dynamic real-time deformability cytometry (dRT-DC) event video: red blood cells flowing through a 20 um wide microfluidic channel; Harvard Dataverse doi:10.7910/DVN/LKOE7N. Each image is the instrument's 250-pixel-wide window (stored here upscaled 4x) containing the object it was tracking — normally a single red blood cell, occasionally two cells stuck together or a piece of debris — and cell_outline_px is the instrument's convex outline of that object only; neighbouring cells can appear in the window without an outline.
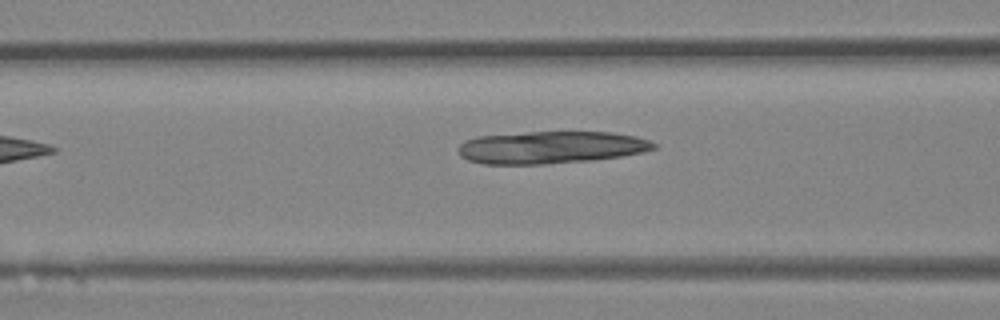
{"species": "Egyptian fruit bat (a non-hibernating species)", "species_latin": "Rousettus aegyptiacus", "temperature_condition": "room temperature", "stored_images_in_passage": 27, "camera_frame_rate_fps": 3000, "um_per_image_px": 0.085, "animal": {"sex": "female"}, "frame": {"image": 1, "passage_image": 6, "time_ms": 1.667, "image_size_px": [1000, 320], "cell_outline_px": [[656, 148], [644, 152], [620, 156], [592, 160], [544, 164], [484, 164], [468, 160], [460, 156], [456, 148], [464, 140], [476, 136], [528, 132], [612, 132], [636, 136], [648, 140], [656, 144]], "centroid_in_image_um": [46.79, 12.52], "position_along_channel_um": 119.8, "area_um2": 37.05}}
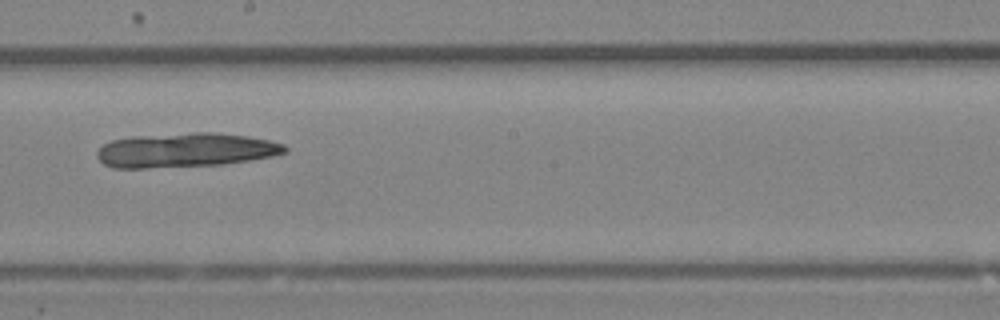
{"frame": {"image": 2, "passage_image": 13, "time_ms": 4.0, "image_size_px": [1000, 320], "cell_outline_px": [[288, 152], [272, 156], [248, 160], [220, 164], [148, 168], [112, 168], [104, 164], [96, 156], [96, 152], [104, 144], [112, 140], [132, 136], [196, 132], [216, 132], [248, 136], [268, 140], [284, 144], [288, 148]], "centroid_in_image_um": [15.75, 12.75], "position_along_channel_um": 232.4, "area_um2": 37.57}}
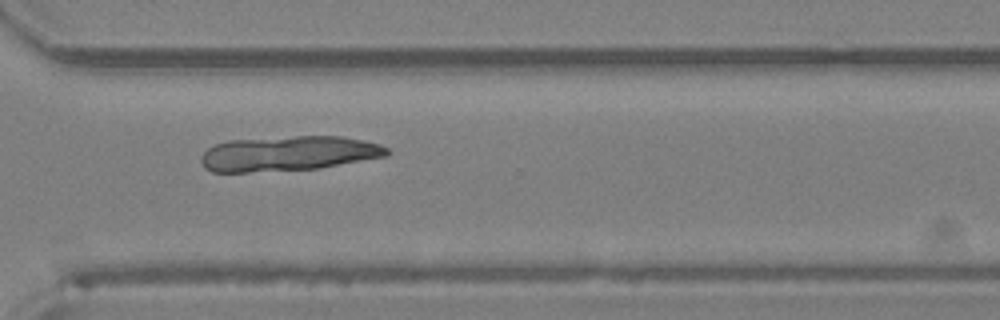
{"frame": {"image": 3, "passage_image": 20, "time_ms": 6.333, "image_size_px": [1000, 320], "cell_outline_px": [[388, 156], [320, 168], [248, 172], [212, 172], [204, 168], [200, 160], [200, 156], [208, 148], [216, 144], [228, 140], [296, 136], [340, 136], [380, 144], [388, 148]], "centroid_in_image_um": [24.49, 13.05], "position_along_channel_um": 346.1, "area_um2": 37.86}}